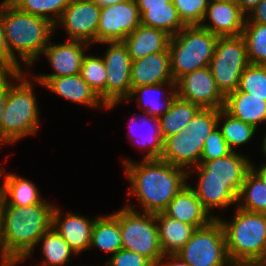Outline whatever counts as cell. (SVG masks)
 <instances>
[{
    "label": "cell",
    "mask_w": 266,
    "mask_h": 266,
    "mask_svg": "<svg viewBox=\"0 0 266 266\" xmlns=\"http://www.w3.org/2000/svg\"><path fill=\"white\" fill-rule=\"evenodd\" d=\"M126 177L131 186L128 195L138 198L142 212H162L186 186L188 171L164 160L142 159V162L123 160Z\"/></svg>",
    "instance_id": "1"
},
{
    "label": "cell",
    "mask_w": 266,
    "mask_h": 266,
    "mask_svg": "<svg viewBox=\"0 0 266 266\" xmlns=\"http://www.w3.org/2000/svg\"><path fill=\"white\" fill-rule=\"evenodd\" d=\"M54 207L45 200L29 206L1 204L2 253L12 264L32 256L38 240L52 225Z\"/></svg>",
    "instance_id": "2"
},
{
    "label": "cell",
    "mask_w": 266,
    "mask_h": 266,
    "mask_svg": "<svg viewBox=\"0 0 266 266\" xmlns=\"http://www.w3.org/2000/svg\"><path fill=\"white\" fill-rule=\"evenodd\" d=\"M3 27L10 56L21 65L18 61L20 58L28 69L42 55L55 30V25L49 20L22 12L12 4L5 3Z\"/></svg>",
    "instance_id": "3"
},
{
    "label": "cell",
    "mask_w": 266,
    "mask_h": 266,
    "mask_svg": "<svg viewBox=\"0 0 266 266\" xmlns=\"http://www.w3.org/2000/svg\"><path fill=\"white\" fill-rule=\"evenodd\" d=\"M217 219L224 230L226 251L231 263L265 261L266 214L236 208L232 221L220 217Z\"/></svg>",
    "instance_id": "4"
},
{
    "label": "cell",
    "mask_w": 266,
    "mask_h": 266,
    "mask_svg": "<svg viewBox=\"0 0 266 266\" xmlns=\"http://www.w3.org/2000/svg\"><path fill=\"white\" fill-rule=\"evenodd\" d=\"M23 72L17 84L9 86L1 124V144L14 143L35 134L39 127V108L33 92V84Z\"/></svg>",
    "instance_id": "5"
},
{
    "label": "cell",
    "mask_w": 266,
    "mask_h": 266,
    "mask_svg": "<svg viewBox=\"0 0 266 266\" xmlns=\"http://www.w3.org/2000/svg\"><path fill=\"white\" fill-rule=\"evenodd\" d=\"M218 36L200 26H185L169 41L172 78L209 66Z\"/></svg>",
    "instance_id": "6"
},
{
    "label": "cell",
    "mask_w": 266,
    "mask_h": 266,
    "mask_svg": "<svg viewBox=\"0 0 266 266\" xmlns=\"http://www.w3.org/2000/svg\"><path fill=\"white\" fill-rule=\"evenodd\" d=\"M113 214L119 220L122 248L143 255L156 265L164 254L159 241L155 213H139L131 204H127Z\"/></svg>",
    "instance_id": "7"
},
{
    "label": "cell",
    "mask_w": 266,
    "mask_h": 266,
    "mask_svg": "<svg viewBox=\"0 0 266 266\" xmlns=\"http://www.w3.org/2000/svg\"><path fill=\"white\" fill-rule=\"evenodd\" d=\"M248 65L246 42L242 35L218 38L209 68L224 96L238 89L241 75Z\"/></svg>",
    "instance_id": "8"
},
{
    "label": "cell",
    "mask_w": 266,
    "mask_h": 266,
    "mask_svg": "<svg viewBox=\"0 0 266 266\" xmlns=\"http://www.w3.org/2000/svg\"><path fill=\"white\" fill-rule=\"evenodd\" d=\"M191 266H230L224 230L217 218L198 228L183 248L176 253Z\"/></svg>",
    "instance_id": "9"
},
{
    "label": "cell",
    "mask_w": 266,
    "mask_h": 266,
    "mask_svg": "<svg viewBox=\"0 0 266 266\" xmlns=\"http://www.w3.org/2000/svg\"><path fill=\"white\" fill-rule=\"evenodd\" d=\"M107 44L109 48L102 58L107 68L106 109L108 110L125 101L130 95L132 61L123 42H107Z\"/></svg>",
    "instance_id": "10"
},
{
    "label": "cell",
    "mask_w": 266,
    "mask_h": 266,
    "mask_svg": "<svg viewBox=\"0 0 266 266\" xmlns=\"http://www.w3.org/2000/svg\"><path fill=\"white\" fill-rule=\"evenodd\" d=\"M141 24L135 0L101 7L97 43L123 42Z\"/></svg>",
    "instance_id": "11"
},
{
    "label": "cell",
    "mask_w": 266,
    "mask_h": 266,
    "mask_svg": "<svg viewBox=\"0 0 266 266\" xmlns=\"http://www.w3.org/2000/svg\"><path fill=\"white\" fill-rule=\"evenodd\" d=\"M101 7L91 0H71L55 24L63 26L69 40L97 43Z\"/></svg>",
    "instance_id": "12"
},
{
    "label": "cell",
    "mask_w": 266,
    "mask_h": 266,
    "mask_svg": "<svg viewBox=\"0 0 266 266\" xmlns=\"http://www.w3.org/2000/svg\"><path fill=\"white\" fill-rule=\"evenodd\" d=\"M177 96L200 108L222 109L225 96L216 85L209 66L187 73L175 82Z\"/></svg>",
    "instance_id": "13"
},
{
    "label": "cell",
    "mask_w": 266,
    "mask_h": 266,
    "mask_svg": "<svg viewBox=\"0 0 266 266\" xmlns=\"http://www.w3.org/2000/svg\"><path fill=\"white\" fill-rule=\"evenodd\" d=\"M188 129L189 127L186 126L180 133L163 139L160 159L174 166L187 169L189 177L194 172V169L191 168L200 164L204 143L209 135L189 134L186 132Z\"/></svg>",
    "instance_id": "14"
},
{
    "label": "cell",
    "mask_w": 266,
    "mask_h": 266,
    "mask_svg": "<svg viewBox=\"0 0 266 266\" xmlns=\"http://www.w3.org/2000/svg\"><path fill=\"white\" fill-rule=\"evenodd\" d=\"M210 19V24L205 21ZM246 15L233 0H210L200 27L218 37L242 35Z\"/></svg>",
    "instance_id": "15"
},
{
    "label": "cell",
    "mask_w": 266,
    "mask_h": 266,
    "mask_svg": "<svg viewBox=\"0 0 266 266\" xmlns=\"http://www.w3.org/2000/svg\"><path fill=\"white\" fill-rule=\"evenodd\" d=\"M198 177L196 188L192 189L210 215L213 208L225 209L237 203L244 179L207 178V175Z\"/></svg>",
    "instance_id": "16"
},
{
    "label": "cell",
    "mask_w": 266,
    "mask_h": 266,
    "mask_svg": "<svg viewBox=\"0 0 266 266\" xmlns=\"http://www.w3.org/2000/svg\"><path fill=\"white\" fill-rule=\"evenodd\" d=\"M90 44L82 41L69 40L64 43L48 44L42 54L46 56L54 70L51 74L36 77H62L79 74L86 50Z\"/></svg>",
    "instance_id": "17"
},
{
    "label": "cell",
    "mask_w": 266,
    "mask_h": 266,
    "mask_svg": "<svg viewBox=\"0 0 266 266\" xmlns=\"http://www.w3.org/2000/svg\"><path fill=\"white\" fill-rule=\"evenodd\" d=\"M34 79L42 84V87L74 103L92 108H99L100 105L105 109L107 107L80 73L71 76L36 77Z\"/></svg>",
    "instance_id": "18"
},
{
    "label": "cell",
    "mask_w": 266,
    "mask_h": 266,
    "mask_svg": "<svg viewBox=\"0 0 266 266\" xmlns=\"http://www.w3.org/2000/svg\"><path fill=\"white\" fill-rule=\"evenodd\" d=\"M162 212L166 216L194 226L196 229L207 226L217 218V216L210 215L202 206L190 184L184 186Z\"/></svg>",
    "instance_id": "19"
},
{
    "label": "cell",
    "mask_w": 266,
    "mask_h": 266,
    "mask_svg": "<svg viewBox=\"0 0 266 266\" xmlns=\"http://www.w3.org/2000/svg\"><path fill=\"white\" fill-rule=\"evenodd\" d=\"M59 209L56 206L53 209L51 226L68 242L76 255L90 249L95 218L90 220L83 215L69 212L63 217L64 219H61L62 214Z\"/></svg>",
    "instance_id": "20"
},
{
    "label": "cell",
    "mask_w": 266,
    "mask_h": 266,
    "mask_svg": "<svg viewBox=\"0 0 266 266\" xmlns=\"http://www.w3.org/2000/svg\"><path fill=\"white\" fill-rule=\"evenodd\" d=\"M131 88L174 82L171 72L169 52L149 54L131 62Z\"/></svg>",
    "instance_id": "21"
},
{
    "label": "cell",
    "mask_w": 266,
    "mask_h": 266,
    "mask_svg": "<svg viewBox=\"0 0 266 266\" xmlns=\"http://www.w3.org/2000/svg\"><path fill=\"white\" fill-rule=\"evenodd\" d=\"M171 36L166 32L140 24L123 43L126 45L131 61L144 58L157 52H169Z\"/></svg>",
    "instance_id": "22"
},
{
    "label": "cell",
    "mask_w": 266,
    "mask_h": 266,
    "mask_svg": "<svg viewBox=\"0 0 266 266\" xmlns=\"http://www.w3.org/2000/svg\"><path fill=\"white\" fill-rule=\"evenodd\" d=\"M223 109L231 116L256 128L259 123L266 122V101L251 97L250 94L239 89L225 96Z\"/></svg>",
    "instance_id": "23"
},
{
    "label": "cell",
    "mask_w": 266,
    "mask_h": 266,
    "mask_svg": "<svg viewBox=\"0 0 266 266\" xmlns=\"http://www.w3.org/2000/svg\"><path fill=\"white\" fill-rule=\"evenodd\" d=\"M251 162L247 157L232 151L230 154L211 161H200L195 166L198 175H207V178L244 179L250 170Z\"/></svg>",
    "instance_id": "24"
},
{
    "label": "cell",
    "mask_w": 266,
    "mask_h": 266,
    "mask_svg": "<svg viewBox=\"0 0 266 266\" xmlns=\"http://www.w3.org/2000/svg\"><path fill=\"white\" fill-rule=\"evenodd\" d=\"M155 222L164 255L179 252L196 230L194 226L170 218L163 212L155 213Z\"/></svg>",
    "instance_id": "25"
},
{
    "label": "cell",
    "mask_w": 266,
    "mask_h": 266,
    "mask_svg": "<svg viewBox=\"0 0 266 266\" xmlns=\"http://www.w3.org/2000/svg\"><path fill=\"white\" fill-rule=\"evenodd\" d=\"M5 175V176H4ZM5 177L0 185V204L11 206H29L42 202L38 188L35 184L17 174H5L2 170L1 177Z\"/></svg>",
    "instance_id": "26"
},
{
    "label": "cell",
    "mask_w": 266,
    "mask_h": 266,
    "mask_svg": "<svg viewBox=\"0 0 266 266\" xmlns=\"http://www.w3.org/2000/svg\"><path fill=\"white\" fill-rule=\"evenodd\" d=\"M165 85H167L171 90L169 91V96H165V91H167L164 90L165 88H163ZM155 93L161 94V96L164 95L163 97H165V99L161 100V96L154 98ZM133 96L138 98L137 103L138 105L140 104L139 108L143 109V113L145 112V114L151 117L159 118L167 110H169L173 100L177 96V91L175 88V82H165L162 84L145 85L133 88L130 92V95L126 99L127 102H129L130 99H133Z\"/></svg>",
    "instance_id": "27"
},
{
    "label": "cell",
    "mask_w": 266,
    "mask_h": 266,
    "mask_svg": "<svg viewBox=\"0 0 266 266\" xmlns=\"http://www.w3.org/2000/svg\"><path fill=\"white\" fill-rule=\"evenodd\" d=\"M92 247H97L112 255L122 249L119 220L114 214L95 217L90 249Z\"/></svg>",
    "instance_id": "28"
},
{
    "label": "cell",
    "mask_w": 266,
    "mask_h": 266,
    "mask_svg": "<svg viewBox=\"0 0 266 266\" xmlns=\"http://www.w3.org/2000/svg\"><path fill=\"white\" fill-rule=\"evenodd\" d=\"M138 9L142 25L162 30L171 37L185 27L173 2L165 6L138 7Z\"/></svg>",
    "instance_id": "29"
},
{
    "label": "cell",
    "mask_w": 266,
    "mask_h": 266,
    "mask_svg": "<svg viewBox=\"0 0 266 266\" xmlns=\"http://www.w3.org/2000/svg\"><path fill=\"white\" fill-rule=\"evenodd\" d=\"M199 109L200 107L191 101L176 96L169 110L158 118L162 138L180 133Z\"/></svg>",
    "instance_id": "30"
},
{
    "label": "cell",
    "mask_w": 266,
    "mask_h": 266,
    "mask_svg": "<svg viewBox=\"0 0 266 266\" xmlns=\"http://www.w3.org/2000/svg\"><path fill=\"white\" fill-rule=\"evenodd\" d=\"M236 205L244 211L266 214V188L251 169L245 175Z\"/></svg>",
    "instance_id": "31"
},
{
    "label": "cell",
    "mask_w": 266,
    "mask_h": 266,
    "mask_svg": "<svg viewBox=\"0 0 266 266\" xmlns=\"http://www.w3.org/2000/svg\"><path fill=\"white\" fill-rule=\"evenodd\" d=\"M42 242L43 260L41 266H66L70 256L76 253L60 234L51 226L38 240Z\"/></svg>",
    "instance_id": "32"
},
{
    "label": "cell",
    "mask_w": 266,
    "mask_h": 266,
    "mask_svg": "<svg viewBox=\"0 0 266 266\" xmlns=\"http://www.w3.org/2000/svg\"><path fill=\"white\" fill-rule=\"evenodd\" d=\"M217 121L218 127H221L222 136L232 151H235V146L238 147L239 145L250 142V139H252L257 130L254 125L231 116L223 108L218 110ZM221 121L224 124L219 126Z\"/></svg>",
    "instance_id": "33"
},
{
    "label": "cell",
    "mask_w": 266,
    "mask_h": 266,
    "mask_svg": "<svg viewBox=\"0 0 266 266\" xmlns=\"http://www.w3.org/2000/svg\"><path fill=\"white\" fill-rule=\"evenodd\" d=\"M142 119H144L143 122L138 123L137 118L133 116L129 123L130 127L131 125L133 126L139 125V127H141L143 124H144L143 126H147L151 124L152 126H149L148 128L149 130L147 129L145 131L146 133L145 132H143L144 134L140 133L141 135L140 134L138 135V133L137 134L135 133L136 129H131L132 132L134 130L133 134H136L139 136L138 138H136L137 136L135 137V135L131 137H134L137 140V143L139 144L141 148L144 147L145 149L147 147L146 149L148 150H147L146 155H144L143 159H159L161 157L162 150H163V138H162L161 131H160L159 119L157 117H151L147 114L146 115L144 114V117H142Z\"/></svg>",
    "instance_id": "34"
},
{
    "label": "cell",
    "mask_w": 266,
    "mask_h": 266,
    "mask_svg": "<svg viewBox=\"0 0 266 266\" xmlns=\"http://www.w3.org/2000/svg\"><path fill=\"white\" fill-rule=\"evenodd\" d=\"M80 74L106 105L107 68L102 57L84 55Z\"/></svg>",
    "instance_id": "35"
},
{
    "label": "cell",
    "mask_w": 266,
    "mask_h": 266,
    "mask_svg": "<svg viewBox=\"0 0 266 266\" xmlns=\"http://www.w3.org/2000/svg\"><path fill=\"white\" fill-rule=\"evenodd\" d=\"M242 36L249 64L266 66V25L245 23Z\"/></svg>",
    "instance_id": "36"
},
{
    "label": "cell",
    "mask_w": 266,
    "mask_h": 266,
    "mask_svg": "<svg viewBox=\"0 0 266 266\" xmlns=\"http://www.w3.org/2000/svg\"><path fill=\"white\" fill-rule=\"evenodd\" d=\"M71 0H15L18 10L49 20L54 25Z\"/></svg>",
    "instance_id": "37"
},
{
    "label": "cell",
    "mask_w": 266,
    "mask_h": 266,
    "mask_svg": "<svg viewBox=\"0 0 266 266\" xmlns=\"http://www.w3.org/2000/svg\"><path fill=\"white\" fill-rule=\"evenodd\" d=\"M238 89L266 101V66L249 64L241 75Z\"/></svg>",
    "instance_id": "38"
},
{
    "label": "cell",
    "mask_w": 266,
    "mask_h": 266,
    "mask_svg": "<svg viewBox=\"0 0 266 266\" xmlns=\"http://www.w3.org/2000/svg\"><path fill=\"white\" fill-rule=\"evenodd\" d=\"M185 26H200L210 0H172Z\"/></svg>",
    "instance_id": "39"
},
{
    "label": "cell",
    "mask_w": 266,
    "mask_h": 266,
    "mask_svg": "<svg viewBox=\"0 0 266 266\" xmlns=\"http://www.w3.org/2000/svg\"><path fill=\"white\" fill-rule=\"evenodd\" d=\"M218 109L200 108L189 121L186 130L189 134L210 135L218 126Z\"/></svg>",
    "instance_id": "40"
},
{
    "label": "cell",
    "mask_w": 266,
    "mask_h": 266,
    "mask_svg": "<svg viewBox=\"0 0 266 266\" xmlns=\"http://www.w3.org/2000/svg\"><path fill=\"white\" fill-rule=\"evenodd\" d=\"M217 126L206 138L200 161H211L232 152Z\"/></svg>",
    "instance_id": "41"
},
{
    "label": "cell",
    "mask_w": 266,
    "mask_h": 266,
    "mask_svg": "<svg viewBox=\"0 0 266 266\" xmlns=\"http://www.w3.org/2000/svg\"><path fill=\"white\" fill-rule=\"evenodd\" d=\"M106 266H155L148 258L125 249L118 250L108 259Z\"/></svg>",
    "instance_id": "42"
},
{
    "label": "cell",
    "mask_w": 266,
    "mask_h": 266,
    "mask_svg": "<svg viewBox=\"0 0 266 266\" xmlns=\"http://www.w3.org/2000/svg\"><path fill=\"white\" fill-rule=\"evenodd\" d=\"M22 65L11 56L5 41L3 27V2L0 3V69L3 72H23Z\"/></svg>",
    "instance_id": "43"
},
{
    "label": "cell",
    "mask_w": 266,
    "mask_h": 266,
    "mask_svg": "<svg viewBox=\"0 0 266 266\" xmlns=\"http://www.w3.org/2000/svg\"><path fill=\"white\" fill-rule=\"evenodd\" d=\"M22 73L23 72H4L0 76V142H1V124H2L4 106L7 99L9 86L12 84L11 80L8 78H12L17 81L18 77Z\"/></svg>",
    "instance_id": "44"
},
{
    "label": "cell",
    "mask_w": 266,
    "mask_h": 266,
    "mask_svg": "<svg viewBox=\"0 0 266 266\" xmlns=\"http://www.w3.org/2000/svg\"><path fill=\"white\" fill-rule=\"evenodd\" d=\"M250 16H246L245 23H258L266 25V0H262L252 11Z\"/></svg>",
    "instance_id": "45"
},
{
    "label": "cell",
    "mask_w": 266,
    "mask_h": 266,
    "mask_svg": "<svg viewBox=\"0 0 266 266\" xmlns=\"http://www.w3.org/2000/svg\"><path fill=\"white\" fill-rule=\"evenodd\" d=\"M164 259L166 260L164 262ZM155 266H191L189 263H186L176 254L164 255L159 259Z\"/></svg>",
    "instance_id": "46"
},
{
    "label": "cell",
    "mask_w": 266,
    "mask_h": 266,
    "mask_svg": "<svg viewBox=\"0 0 266 266\" xmlns=\"http://www.w3.org/2000/svg\"><path fill=\"white\" fill-rule=\"evenodd\" d=\"M247 16L262 0H233Z\"/></svg>",
    "instance_id": "47"
},
{
    "label": "cell",
    "mask_w": 266,
    "mask_h": 266,
    "mask_svg": "<svg viewBox=\"0 0 266 266\" xmlns=\"http://www.w3.org/2000/svg\"><path fill=\"white\" fill-rule=\"evenodd\" d=\"M137 7H157L165 6V4L171 3L172 0H135Z\"/></svg>",
    "instance_id": "48"
},
{
    "label": "cell",
    "mask_w": 266,
    "mask_h": 266,
    "mask_svg": "<svg viewBox=\"0 0 266 266\" xmlns=\"http://www.w3.org/2000/svg\"><path fill=\"white\" fill-rule=\"evenodd\" d=\"M252 164L253 163L251 162L250 169L262 180L266 188V163L261 165L260 168H256Z\"/></svg>",
    "instance_id": "49"
},
{
    "label": "cell",
    "mask_w": 266,
    "mask_h": 266,
    "mask_svg": "<svg viewBox=\"0 0 266 266\" xmlns=\"http://www.w3.org/2000/svg\"><path fill=\"white\" fill-rule=\"evenodd\" d=\"M230 266H266L265 261H239L233 262Z\"/></svg>",
    "instance_id": "50"
},
{
    "label": "cell",
    "mask_w": 266,
    "mask_h": 266,
    "mask_svg": "<svg viewBox=\"0 0 266 266\" xmlns=\"http://www.w3.org/2000/svg\"><path fill=\"white\" fill-rule=\"evenodd\" d=\"M0 266H16V264H12L2 253L1 246V204H0Z\"/></svg>",
    "instance_id": "51"
},
{
    "label": "cell",
    "mask_w": 266,
    "mask_h": 266,
    "mask_svg": "<svg viewBox=\"0 0 266 266\" xmlns=\"http://www.w3.org/2000/svg\"><path fill=\"white\" fill-rule=\"evenodd\" d=\"M98 4L100 7L107 6V5H113L118 4L119 2H122L124 0H91Z\"/></svg>",
    "instance_id": "52"
},
{
    "label": "cell",
    "mask_w": 266,
    "mask_h": 266,
    "mask_svg": "<svg viewBox=\"0 0 266 266\" xmlns=\"http://www.w3.org/2000/svg\"><path fill=\"white\" fill-rule=\"evenodd\" d=\"M262 151L266 157V133H265V136L263 137V141H262Z\"/></svg>",
    "instance_id": "53"
},
{
    "label": "cell",
    "mask_w": 266,
    "mask_h": 266,
    "mask_svg": "<svg viewBox=\"0 0 266 266\" xmlns=\"http://www.w3.org/2000/svg\"><path fill=\"white\" fill-rule=\"evenodd\" d=\"M15 0H3L2 2L5 4H12Z\"/></svg>",
    "instance_id": "54"
},
{
    "label": "cell",
    "mask_w": 266,
    "mask_h": 266,
    "mask_svg": "<svg viewBox=\"0 0 266 266\" xmlns=\"http://www.w3.org/2000/svg\"><path fill=\"white\" fill-rule=\"evenodd\" d=\"M2 170H3V169H2V168H0V178H1ZM0 190H1V188H0Z\"/></svg>",
    "instance_id": "55"
}]
</instances>
